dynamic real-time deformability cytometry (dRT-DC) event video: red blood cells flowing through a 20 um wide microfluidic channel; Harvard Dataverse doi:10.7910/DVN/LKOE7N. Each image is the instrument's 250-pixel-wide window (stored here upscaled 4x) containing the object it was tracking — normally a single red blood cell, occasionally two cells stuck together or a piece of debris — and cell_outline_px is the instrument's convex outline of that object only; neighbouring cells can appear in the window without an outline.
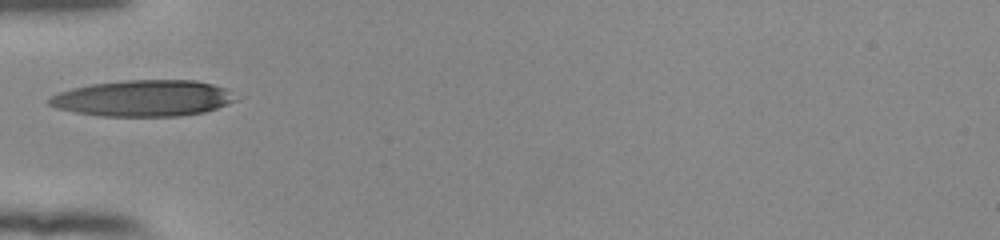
{"species": "human", "species_latin": "Homo sapiens", "temperature_condition": "room temperature", "stored_images_in_passage": 22, "camera_frame_rate_fps": 3000, "um_per_image_px": 0.085, "donor": {"sex": "female"}, "frame": {"image": 1, "passage_image": 1, "time_ms": 0.0, "image_size_px": [1000, 240], "cell_outline_px": [[236, 100], [228, 104], [204, 112], [180, 116], [100, 116], [76, 112], [56, 108], [48, 104], [48, 100], [52, 96], [60, 92], [72, 88], [92, 84], [128, 80], [196, 80], [228, 88]], "centroid_in_image_um": [12.19, 8.35], "position_along_channel_um": 72.8, "area_um2": 39.25}}
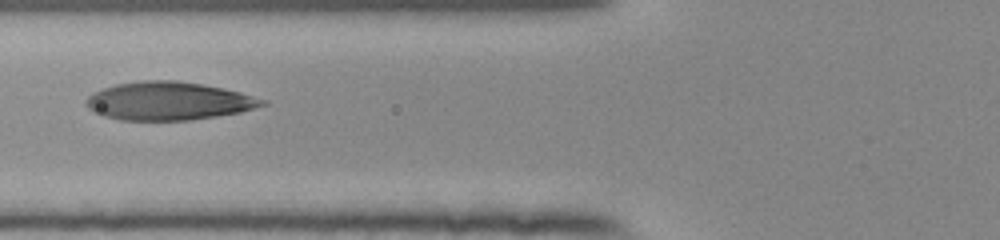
{"frame": {"image": 2, "passage_image": 4, "time_ms": 1.0, "image_size_px": [1000, 240], "cell_outline_px": [[268, 104], [240, 112], [192, 120], [120, 120], [104, 116], [92, 112], [84, 104], [84, 100], [92, 92], [116, 84], [140, 80], [176, 80], [200, 84], [240, 92], [268, 100]], "centroid_in_image_um": [14.29, 8.59], "position_along_channel_um": 111.5, "area_um2": 39.36}}